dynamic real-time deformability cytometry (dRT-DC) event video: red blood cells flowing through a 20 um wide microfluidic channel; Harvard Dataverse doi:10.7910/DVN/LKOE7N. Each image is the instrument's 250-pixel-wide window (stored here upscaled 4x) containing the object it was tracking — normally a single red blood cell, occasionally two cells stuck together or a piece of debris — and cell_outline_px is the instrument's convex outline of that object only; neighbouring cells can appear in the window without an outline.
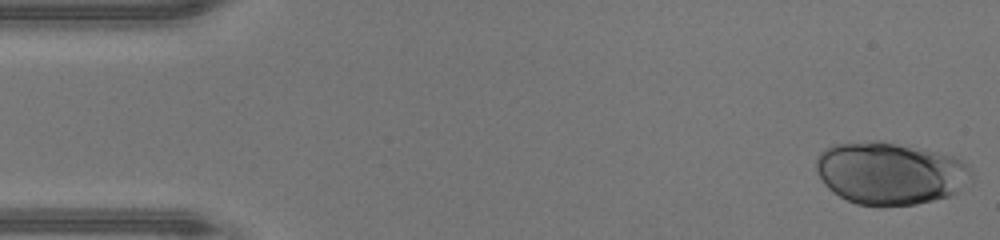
{"species": "human", "species_latin": "Homo sapiens", "temperature_condition": "warm", "stored_images_in_passage": 46, "camera_frame_rate_fps": 3000, "um_per_image_px": 0.085, "donor": {"sex": "male"}, "frame": {"image": 1, "passage_image": 1, "time_ms": 0.0, "image_size_px": [1000, 240], "cell_outline_px": [[972, 180], [960, 192], [948, 196], [916, 204], [880, 208], [856, 204], [832, 192], [824, 184], [816, 168], [816, 156], [824, 148], [836, 144], [872, 140], [880, 140], [936, 152], [952, 156], [968, 164], [972, 172]], "centroid_in_image_um": [75.66, 14.75], "position_along_channel_um": 9.3, "area_um2": 57.16}}
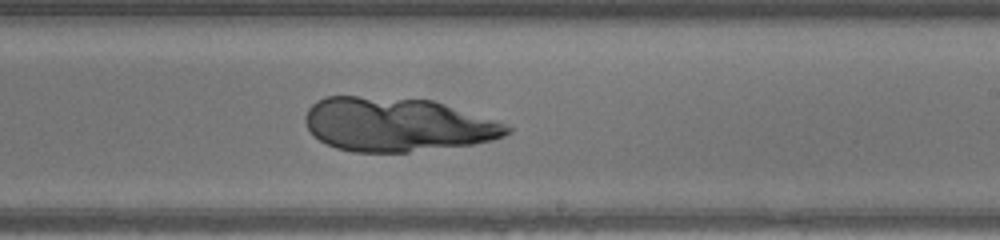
{"frame": {"image": 2, "passage_image": 27, "time_ms": 8.667, "image_size_px": [1000, 240], "cell_outline_px": [[512, 128], [504, 136], [492, 140], [472, 144], [408, 152], [352, 152], [336, 148], [320, 140], [308, 128], [304, 120], [304, 116], [308, 108], [316, 100], [324, 96], [356, 96], [432, 100], [492, 120]], "centroid_in_image_um": [33.68, 10.59], "position_along_channel_um": 255.3, "area_um2": 62.71}}
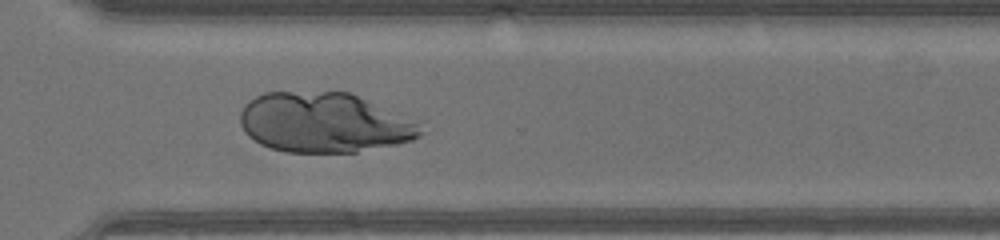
{"frame": {"image": 3, "passage_image": 33, "time_ms": 10.667, "image_size_px": [1000, 240], "cell_outline_px": [[428, 132], [412, 140], [396, 144], [356, 152], [284, 152], [260, 144], [248, 136], [244, 132], [240, 124], [240, 112], [244, 104], [248, 100], [264, 92], [348, 92], [416, 124]], "centroid_in_image_um": [27.44, 10.44], "position_along_channel_um": 343.2, "area_um2": 62.19}}